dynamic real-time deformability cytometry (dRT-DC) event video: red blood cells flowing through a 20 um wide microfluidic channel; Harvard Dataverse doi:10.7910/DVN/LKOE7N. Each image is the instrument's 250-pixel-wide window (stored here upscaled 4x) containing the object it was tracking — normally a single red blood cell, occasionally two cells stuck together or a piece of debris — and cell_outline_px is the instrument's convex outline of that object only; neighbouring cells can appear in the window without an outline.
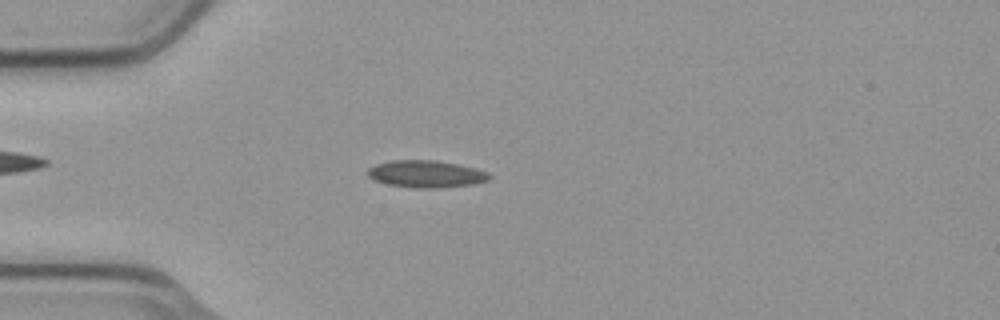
{"species": "common noctule bat (a hibernating species)", "species_latin": "Nyctalus noctula", "temperature_condition": "cold", "stored_images_in_passage": 2, "camera_frame_rate_fps": 3000, "um_per_image_px": 0.085, "animal": {"sex": "male", "body_mass_g": 23.1, "forearm_length_mm": 52.7}, "frame": {"image": 1, "passage_image": 2, "time_ms": 0.333, "image_size_px": [1000, 320], "cell_outline_px": [[492, 176], [488, 180], [472, 184], [440, 188], [412, 188], [388, 184], [376, 180], [368, 176], [368, 168], [376, 164], [392, 160], [432, 160], [460, 164], [476, 168], [488, 172]], "centroid_in_image_um": [36.24, 14.78], "position_along_channel_um": 48.8, "area_um2": 19.25}}